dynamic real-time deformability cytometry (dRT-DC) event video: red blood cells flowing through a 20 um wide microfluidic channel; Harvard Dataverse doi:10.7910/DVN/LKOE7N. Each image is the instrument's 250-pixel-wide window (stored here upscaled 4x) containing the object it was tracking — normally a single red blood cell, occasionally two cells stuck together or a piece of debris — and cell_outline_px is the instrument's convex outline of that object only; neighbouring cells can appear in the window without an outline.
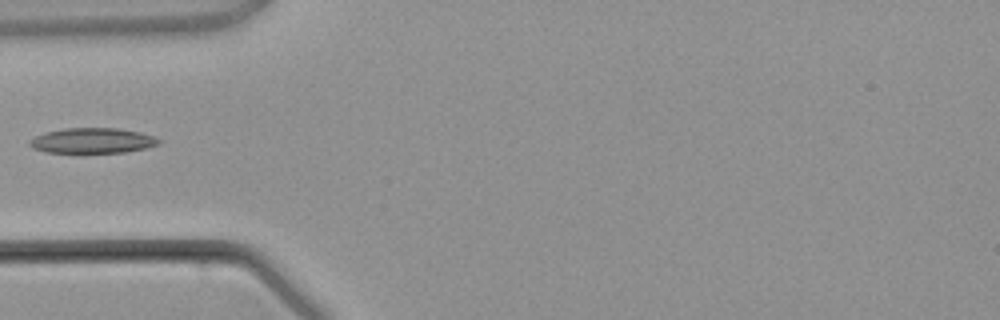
{"species": "common noctule bat (a hibernating species)", "species_latin": "Nyctalus noctula", "temperature_condition": "warm", "stored_images_in_passage": 4, "camera_frame_rate_fps": 3000, "um_per_image_px": 0.085, "animal": {"sex": "male", "body_mass_g": 21.5, "forearm_length_mm": 52.0}, "frame": {"image": 1, "passage_image": 4, "time_ms": 3.667, "image_size_px": [1000, 320], "cell_outline_px": [[160, 144], [148, 148], [124, 152], [48, 152], [32, 148], [28, 144], [28, 140], [44, 132], [64, 128], [116, 128], [140, 132], [152, 136], [160, 140]], "centroid_in_image_um": [7.84, 11.95], "position_along_channel_um": 77.2, "area_um2": 18.96}}